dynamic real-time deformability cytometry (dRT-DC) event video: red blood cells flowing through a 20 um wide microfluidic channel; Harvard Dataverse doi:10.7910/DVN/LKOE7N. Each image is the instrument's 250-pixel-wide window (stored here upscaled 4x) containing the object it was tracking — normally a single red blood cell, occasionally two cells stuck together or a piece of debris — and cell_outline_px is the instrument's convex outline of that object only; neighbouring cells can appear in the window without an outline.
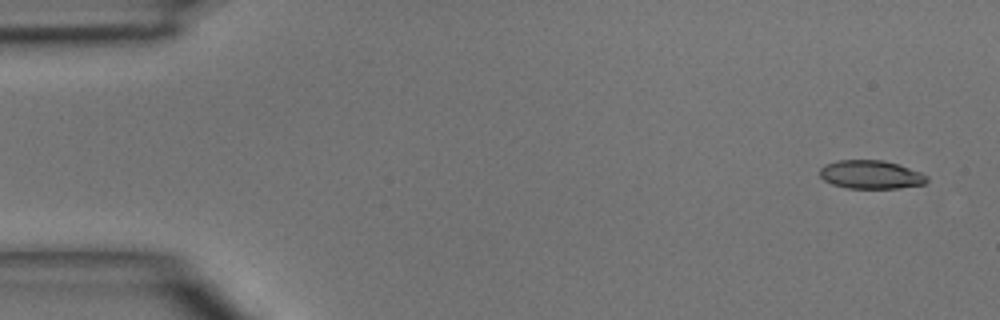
{"species": "common noctule bat (a hibernating species)", "species_latin": "Nyctalus noctula", "temperature_condition": "room temperature", "stored_images_in_passage": 4, "camera_frame_rate_fps": 3000, "um_per_image_px": 0.085, "animal": {"sex": "male", "body_mass_g": 15.6}, "frame": {"image": 1, "passage_image": 1, "time_ms": 0.0, "image_size_px": [1000, 320], "cell_outline_px": [[928, 180], [924, 184], [900, 188], [848, 188], [832, 184], [824, 180], [820, 176], [820, 168], [824, 164], [836, 160], [884, 160], [920, 172], [928, 176]], "centroid_in_image_um": [74.0, 14.84], "position_along_channel_um": 11.0, "area_um2": 17.74}}
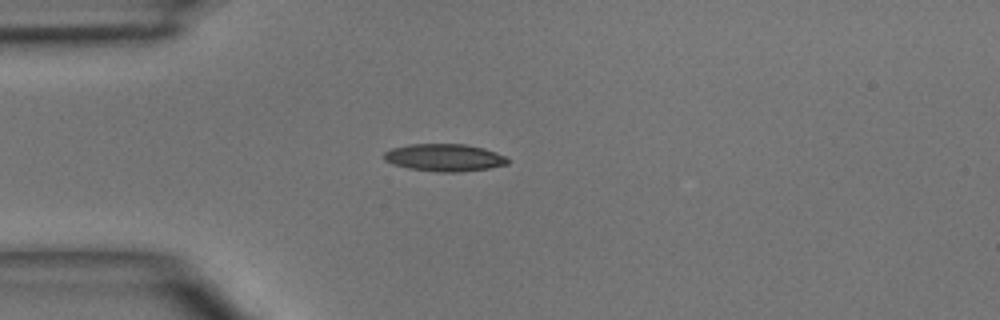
{"frame": {"image": 2, "passage_image": 4, "time_ms": 3.333, "image_size_px": [1000, 320], "cell_outline_px": [[508, 164], [488, 168], [460, 172], [436, 172], [408, 168], [392, 164], [384, 160], [384, 152], [392, 148], [408, 144], [464, 144], [484, 148], [496, 152], [504, 156], [508, 160]], "centroid_in_image_um": [37.75, 13.39], "position_along_channel_um": 47.3, "area_um2": 19.77}}